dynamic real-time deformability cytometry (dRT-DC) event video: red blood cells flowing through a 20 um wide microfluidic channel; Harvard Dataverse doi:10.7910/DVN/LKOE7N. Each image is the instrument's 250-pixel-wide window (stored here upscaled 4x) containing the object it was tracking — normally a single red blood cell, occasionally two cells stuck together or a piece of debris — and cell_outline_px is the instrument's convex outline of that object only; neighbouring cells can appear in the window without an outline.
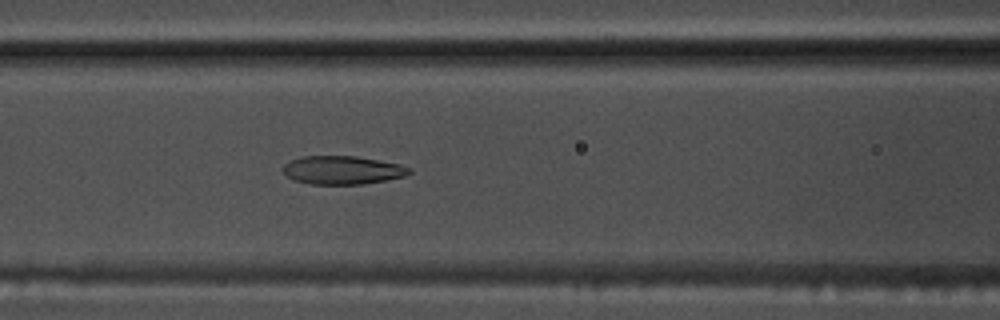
{"species": "common noctule bat (a hibernating species)", "species_latin": "Nyctalus noctula", "temperature_condition": "warm", "stored_images_in_passage": 55, "camera_frame_rate_fps": 3000, "um_per_image_px": 0.085, "animal": {"sex": "male", "body_mass_g": 17.5, "forearm_length_mm": 52.3}, "frame": {"image": 1, "passage_image": 24, "time_ms": 7.667, "image_size_px": [1000, 320], "cell_outline_px": [[412, 172], [404, 176], [384, 180], [360, 184], [312, 184], [292, 180], [280, 168], [284, 164], [292, 160], [304, 156], [356, 156], [400, 164], [412, 168]], "centroid_in_image_um": [29.09, 14.45], "position_along_channel_um": 137.5, "area_um2": 20.81}}
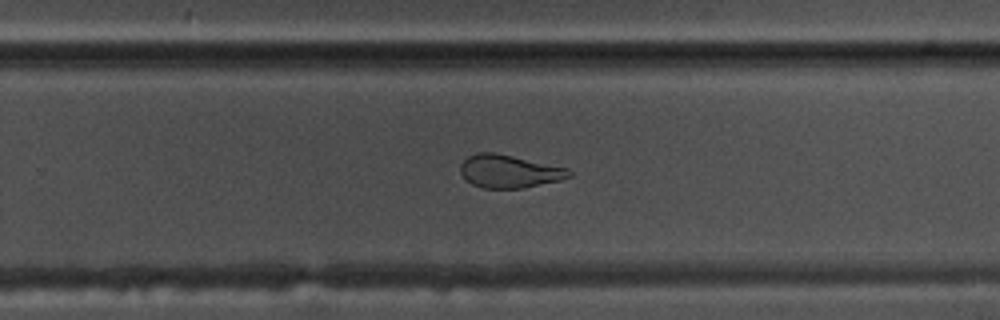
{"frame": {"image": 2, "passage_image": 36, "time_ms": 11.667, "image_size_px": [1000, 320], "cell_outline_px": [[572, 176], [560, 180], [524, 188], [480, 188], [472, 184], [460, 172], [460, 164], [468, 156], [476, 152], [492, 152], [512, 156], [568, 168], [572, 172]], "centroid_in_image_um": [43.28, 14.56], "position_along_channel_um": 286.5, "area_um2": 20.81}}
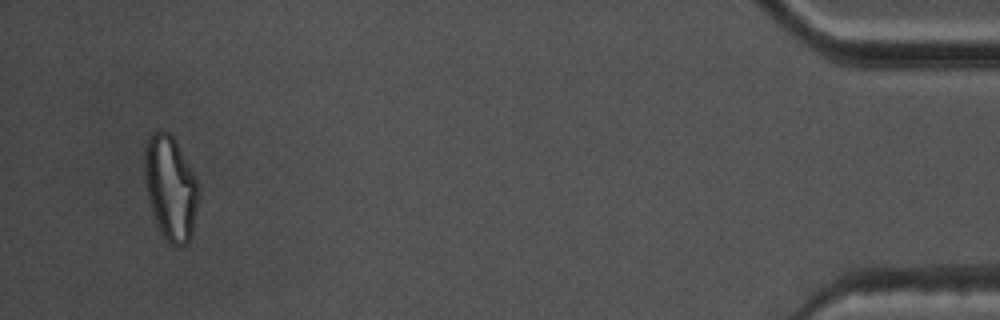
{"frame": {"image": 3, "passage_image": 53, "time_ms": 17.333, "image_size_px": [1000, 320], "cell_outline_px": [[200, 192], [192, 232], [188, 244], [176, 248], [160, 232], [152, 212], [148, 200], [144, 180], [144, 148], [148, 136], [156, 128], [160, 128], [168, 132], [176, 140], [196, 180]], "centroid_in_image_um": [14.47, 15.94], "position_along_channel_um": 420.7, "area_um2": 33.18}, "authors_computed_cell_mechanics": {"area_um2": 23.5824, "velocity_mm_per_s": 3.7362, "shape_relaxation_time_tau1_ms": null, "shape_relaxation_time_tau2_ms": 2.1628, "deformation_change_tau1": null, "deformation_change_tau2": 0.0959}}